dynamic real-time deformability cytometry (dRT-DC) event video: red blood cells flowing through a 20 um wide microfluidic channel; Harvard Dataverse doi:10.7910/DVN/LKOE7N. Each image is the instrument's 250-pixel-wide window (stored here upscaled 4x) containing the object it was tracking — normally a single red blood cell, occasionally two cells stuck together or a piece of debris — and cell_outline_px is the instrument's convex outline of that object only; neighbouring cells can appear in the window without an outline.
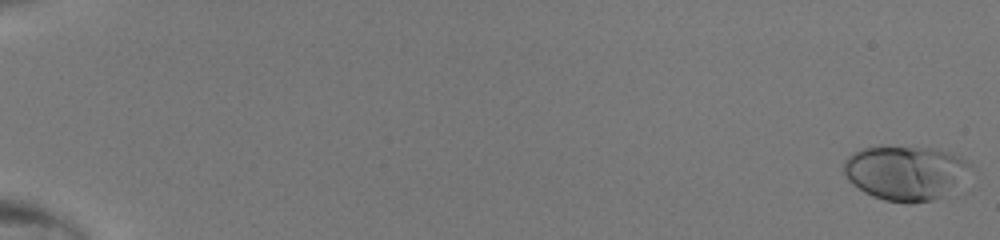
{"species": "human", "species_latin": "Homo sapiens", "temperature_condition": "room temperature", "stored_images_in_passage": 49, "camera_frame_rate_fps": 3000, "um_per_image_px": 0.085, "donor": {"sex": "male"}, "frame": {"image": 1, "passage_image": 1, "time_ms": 0.0, "image_size_px": [1000, 240], "cell_outline_px": [[968, 164], [932, 200], [908, 204], [884, 200], [872, 196], [864, 192], [844, 172], [844, 164], [848, 156], [864, 148], [932, 148], [944, 152], [964, 160]], "centroid_in_image_um": [76.74, 14.68], "position_along_channel_um": 8.3, "area_um2": 36.93}}
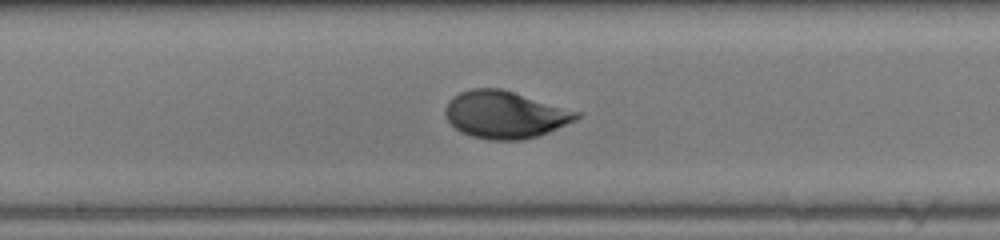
{"frame": {"image": 2, "passage_image": 29, "time_ms": 9.333, "image_size_px": [1000, 240], "cell_outline_px": [[584, 112], [576, 120], [548, 132], [536, 136], [520, 140], [488, 140], [472, 136], [460, 132], [448, 120], [444, 112], [444, 108], [460, 92], [472, 88], [500, 88]], "centroid_in_image_um": [42.97, 9.74], "position_along_channel_um": 205.2, "area_um2": 36.13}}
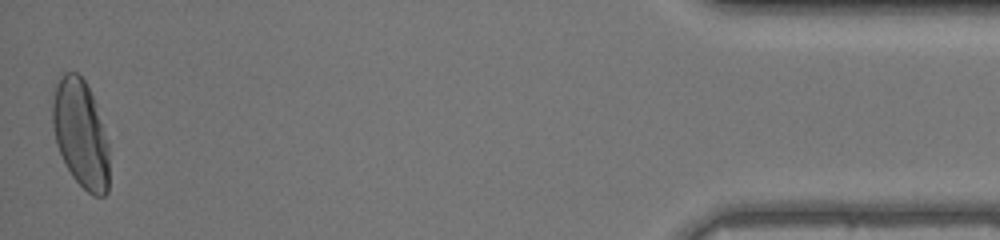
{"frame": {"image": 3, "passage_image": 49, "time_ms": 16.0, "image_size_px": [1000, 240], "cell_outline_px": [[108, 192], [104, 196], [92, 196], [72, 176], [56, 144], [52, 124], [52, 104], [56, 84], [60, 76], [64, 72], [76, 72], [84, 80], [92, 96], [108, 144]], "centroid_in_image_um": [6.84, 11.38], "position_along_channel_um": 428.4, "area_um2": 35.08}}